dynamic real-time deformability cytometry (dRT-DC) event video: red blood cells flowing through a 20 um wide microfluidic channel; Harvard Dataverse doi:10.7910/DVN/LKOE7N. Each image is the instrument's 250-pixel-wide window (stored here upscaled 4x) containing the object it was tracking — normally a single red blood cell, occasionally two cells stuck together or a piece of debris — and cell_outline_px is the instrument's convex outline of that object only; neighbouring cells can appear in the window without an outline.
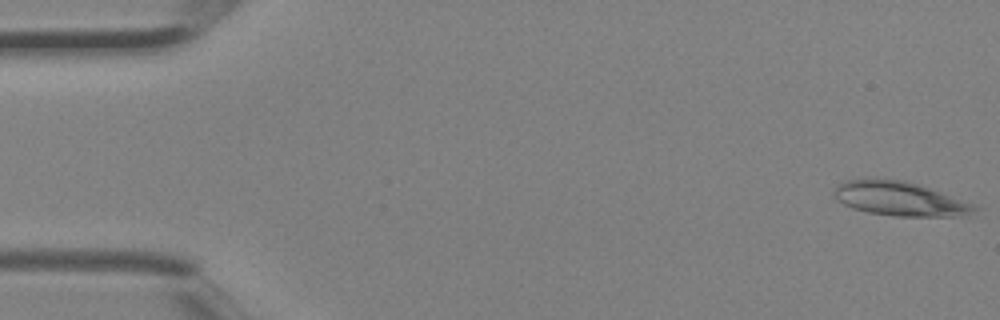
{"species": "Egyptian fruit bat (a non-hibernating species)", "species_latin": "Rousettus aegyptiacus", "temperature_condition": "room temperature", "stored_images_in_passage": 4, "camera_frame_rate_fps": 3000, "um_per_image_px": 0.085, "animal": {"sex": "female"}, "frame": {"image": 1, "passage_image": 1, "time_ms": 0.0, "image_size_px": [1000, 320], "cell_outline_px": [[984, 208], [960, 216], [896, 216], [868, 212], [852, 208], [836, 200], [832, 196], [832, 192], [844, 180], [904, 180], [940, 192]], "centroid_in_image_um": [76.47, 16.92], "position_along_channel_um": 8.5, "area_um2": 27.4}}
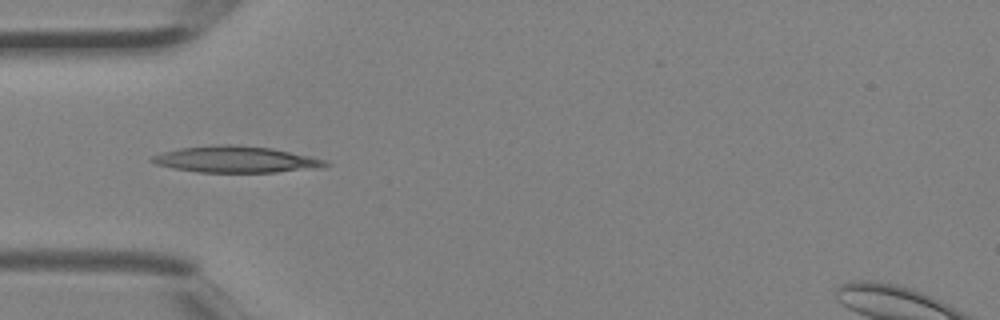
{"frame": {"image": 2, "passage_image": 4, "time_ms": 1.0, "image_size_px": [1000, 320], "cell_outline_px": [[332, 164], [320, 168], [276, 172], [196, 172], [172, 168], [156, 164], [148, 160], [152, 156], [160, 152], [180, 148], [224, 144], [236, 144], [272, 148], [308, 156], [324, 160]], "centroid_in_image_um": [20.01, 13.55], "position_along_channel_um": 65.0, "area_um2": 26.7}}